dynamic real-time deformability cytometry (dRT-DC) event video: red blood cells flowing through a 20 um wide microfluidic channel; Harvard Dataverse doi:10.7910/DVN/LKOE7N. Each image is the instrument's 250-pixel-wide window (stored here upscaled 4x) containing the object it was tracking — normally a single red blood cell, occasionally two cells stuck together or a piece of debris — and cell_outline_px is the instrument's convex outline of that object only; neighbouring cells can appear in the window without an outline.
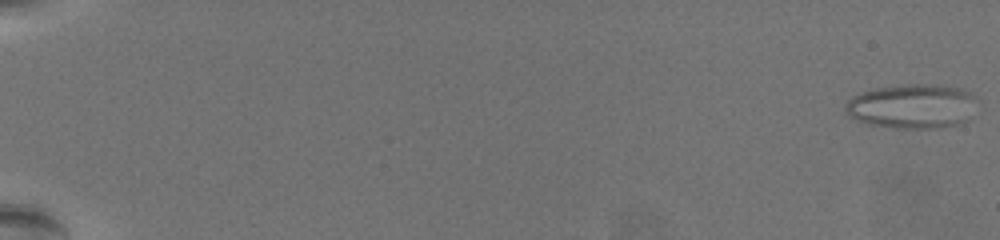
{"species": "common noctule bat (a hibernating species)", "species_latin": "Nyctalus noctula", "temperature_condition": "warm", "stored_images_in_passage": 64, "camera_frame_rate_fps": 3000, "um_per_image_px": 0.085, "animal": {"sex": "female", "body_mass_g": 19.5, "forearm_length_mm": 54.1}, "frame": {"image": 1, "passage_image": 1, "time_ms": 0.0, "image_size_px": [1000, 240], "cell_outline_px": [[968, 120], [960, 124], [936, 128], [896, 128], [868, 124], [856, 120], [848, 116], [844, 108], [848, 100], [864, 92], [880, 88], [912, 84], [916, 84], [956, 88], [968, 92]], "centroid_in_image_um": [77.39, 9.08], "position_along_channel_um": 7.6, "area_um2": 32.54}}
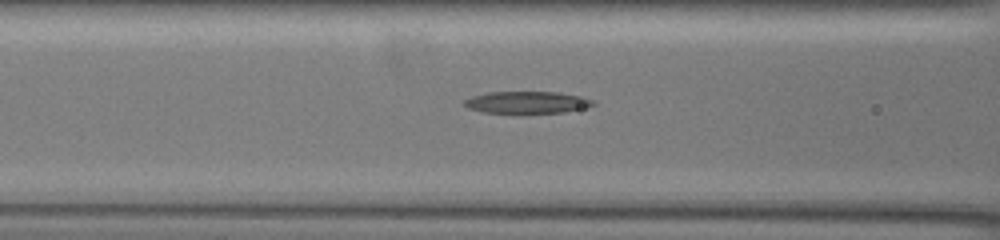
{"frame": {"image": 2, "passage_image": 30, "time_ms": 9.667, "image_size_px": [1000, 240], "cell_outline_px": [[596, 104], [564, 112], [520, 116], [484, 112], [468, 108], [464, 104], [464, 100], [472, 96], [488, 92], [556, 92], [584, 96], [592, 100]], "centroid_in_image_um": [44.76, 8.74], "position_along_channel_um": 121.8, "area_um2": 17.28}}
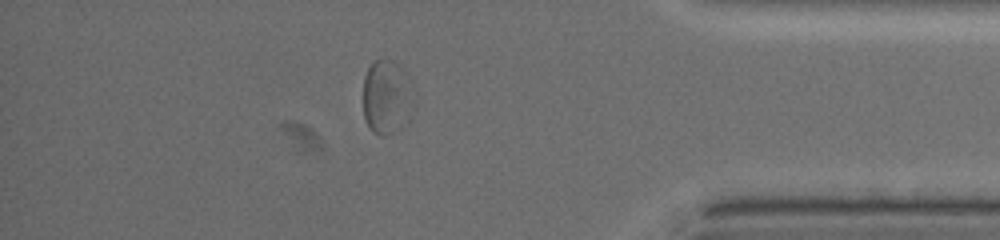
{"frame": {"image": 3, "passage_image": 56, "time_ms": 18.333, "image_size_px": [1000, 240], "cell_outline_px": [[396, 92], [384, 136], [380, 136], [372, 132], [368, 128], [364, 116], [364, 76], [368, 68], [376, 60], [388, 60], [396, 88]], "centroid_in_image_um": [32.18, 8.17], "position_along_channel_um": 403.0, "area_um2": 13.58}}